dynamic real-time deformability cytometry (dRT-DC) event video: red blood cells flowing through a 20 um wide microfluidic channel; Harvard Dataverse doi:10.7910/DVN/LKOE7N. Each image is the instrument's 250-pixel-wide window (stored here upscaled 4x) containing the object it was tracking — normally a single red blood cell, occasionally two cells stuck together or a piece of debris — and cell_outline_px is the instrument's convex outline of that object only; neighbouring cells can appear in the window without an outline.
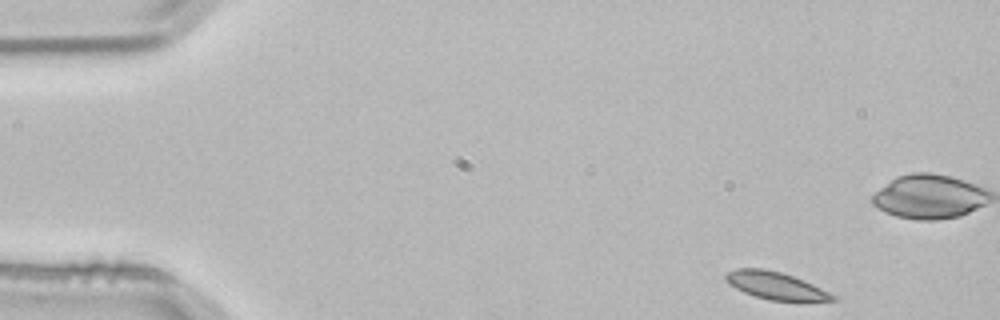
{"species": "common noctule bat (a hibernating species)", "species_latin": "Nyctalus noctula", "temperature_condition": "room temperature", "stored_images_in_passage": 50, "camera_frame_rate_fps": 3000, "um_per_image_px": 0.085, "animal": {"sex": "male", "body_mass_g": 21.5, "forearm_length_mm": 52.0}, "frame": {"image": 1, "passage_image": 1, "time_ms": 0.0, "image_size_px": [1000, 320], "cell_outline_px": [[836, 300], [768, 300], [744, 292], [728, 284], [724, 280], [724, 276], [728, 272], [736, 268], [764, 268], [780, 272], [804, 280], [836, 296]], "centroid_in_image_um": [65.85, 24.25], "position_along_channel_um": 19.1, "area_um2": 16.76}}
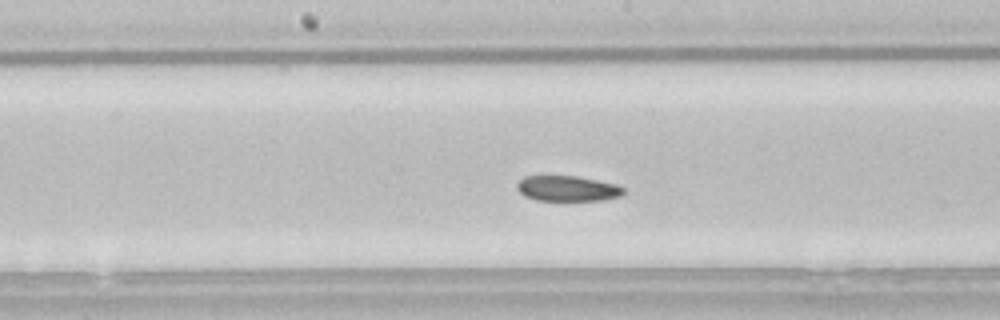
{"frame": {"image": 2, "passage_image": 23, "time_ms": 7.333, "image_size_px": [1000, 320], "cell_outline_px": [[624, 192], [620, 196], [604, 200], [536, 200], [524, 196], [516, 188], [516, 184], [524, 176], [576, 176], [616, 184], [624, 188]], "centroid_in_image_um": [48.21, 16.02], "position_along_channel_um": 200.0, "area_um2": 15.72}}
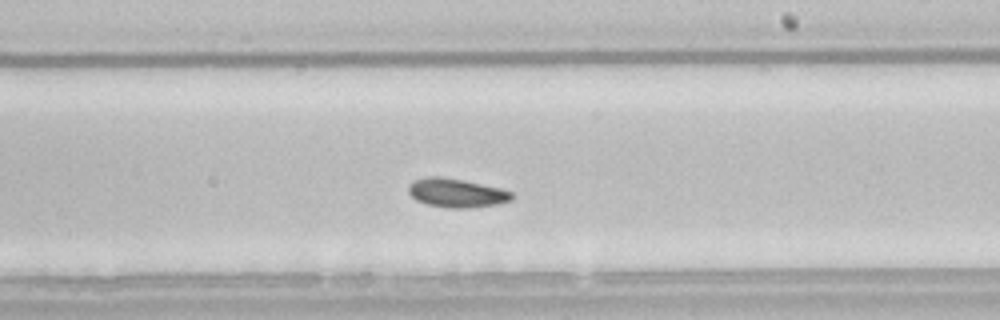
{"frame": {"image": 3, "passage_image": 27, "time_ms": 8.667, "image_size_px": [1000, 320], "cell_outline_px": [[512, 200], [496, 204], [472, 208], [448, 208], [428, 204], [416, 200], [408, 192], [408, 184], [424, 176], [440, 176], [464, 180], [500, 188], [512, 192]], "centroid_in_image_um": [38.78, 16.39], "position_along_channel_um": 250.2, "area_um2": 17.4}, "authors_computed_cell_mechanics": {"area_um2": 17.2244, "velocity_mm_per_s": 3.7904, "shape_relaxation_time_tau1_ms": 5.0689, "shape_relaxation_time_tau2_ms": 2.8322, "deformation_change_tau1": 0.0897, "deformation_change_tau2": 0.0589}}